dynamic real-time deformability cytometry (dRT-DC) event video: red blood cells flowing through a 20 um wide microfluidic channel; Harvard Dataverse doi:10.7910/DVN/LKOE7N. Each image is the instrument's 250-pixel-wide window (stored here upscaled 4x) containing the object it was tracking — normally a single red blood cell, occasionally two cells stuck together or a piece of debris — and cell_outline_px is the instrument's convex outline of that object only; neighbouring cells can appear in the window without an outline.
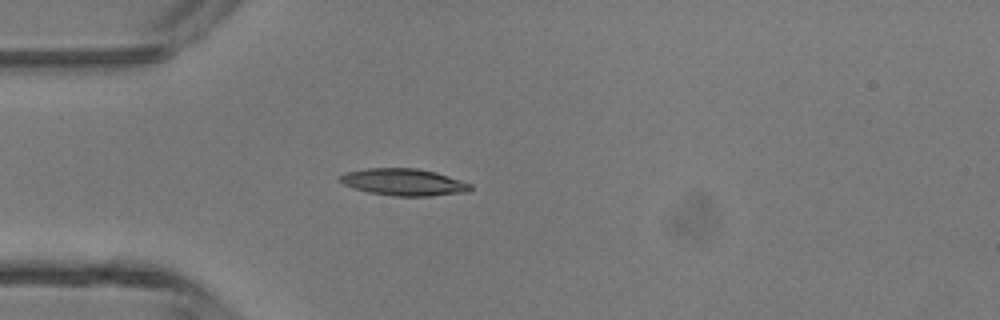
{"species": "common noctule bat (a hibernating species)", "species_latin": "Nyctalus noctula", "temperature_condition": "room temperature", "stored_images_in_passage": 34, "camera_frame_rate_fps": 3000, "um_per_image_px": 0.085, "animal": {"sex": "male", "body_mass_g": 13.3}, "frame": {"image": 1, "passage_image": 1, "time_ms": 0.0, "image_size_px": [1000, 320], "cell_outline_px": [[472, 188], [468, 192], [432, 196], [392, 196], [368, 192], [352, 188], [336, 180], [336, 176], [348, 172], [368, 168], [416, 168], [436, 172], [472, 184]], "centroid_in_image_um": [34.29, 15.48], "position_along_channel_um": 50.7, "area_um2": 20.69}}
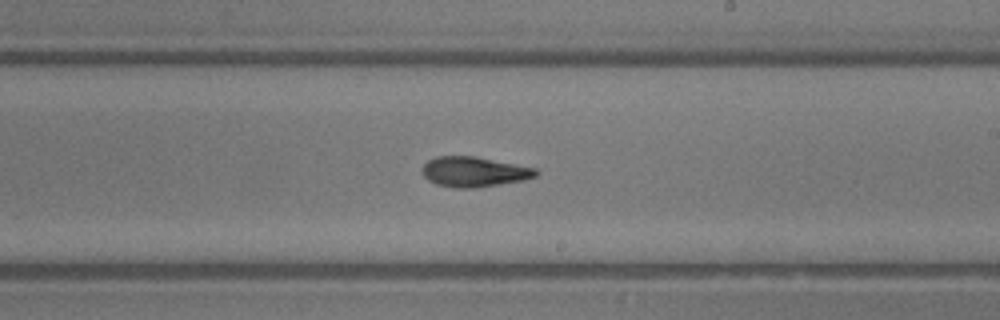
{"frame": {"image": 2, "passage_image": 15, "time_ms": 4.667, "image_size_px": [1000, 320], "cell_outline_px": [[540, 172], [536, 176], [524, 180], [476, 188], [456, 188], [436, 184], [428, 180], [420, 172], [420, 168], [428, 160], [436, 156], [476, 156], [536, 168]], "centroid_in_image_um": [40.28, 14.6], "position_along_channel_um": 248.7, "area_um2": 20.17}}
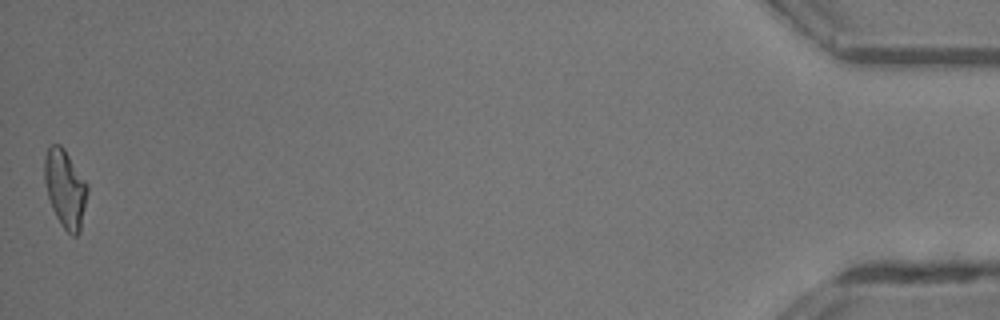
{"frame": {"image": 3, "passage_image": 34, "time_ms": 11.0, "image_size_px": [1000, 320], "cell_outline_px": [[88, 192], [80, 232], [76, 236], [72, 236], [64, 228], [56, 216], [52, 208], [48, 196], [44, 180], [44, 156], [48, 148], [52, 144], [60, 144], [64, 148], [88, 184]], "centroid_in_image_um": [5.55, 16.02], "position_along_channel_um": 429.7, "area_um2": 19.54}, "authors_computed_cell_mechanics": {"area_um2": 19.4208, "velocity_mm_per_s": 4.4615, "shape_relaxation_time_tau1_ms": 6.0302, "shape_relaxation_time_tau2_ms": 2.9001, "deformation_change_tau1": 0.1854, "deformation_change_tau2": 0.1117}}